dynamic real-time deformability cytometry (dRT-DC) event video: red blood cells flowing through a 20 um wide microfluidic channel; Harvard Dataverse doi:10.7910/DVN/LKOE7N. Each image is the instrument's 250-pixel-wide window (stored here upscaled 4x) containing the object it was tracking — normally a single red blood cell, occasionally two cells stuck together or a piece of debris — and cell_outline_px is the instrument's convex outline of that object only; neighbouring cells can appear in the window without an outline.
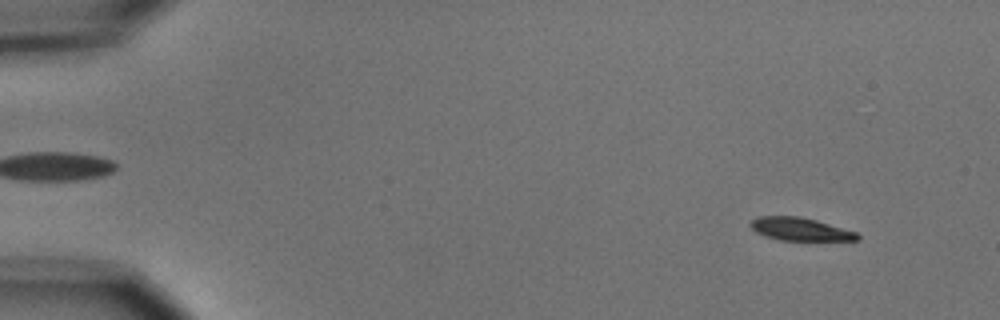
{"species": "common noctule bat (a hibernating species)", "species_latin": "Nyctalus noctula", "temperature_condition": "cold", "stored_images_in_passage": 4, "camera_frame_rate_fps": 3000, "um_per_image_px": 0.085, "animal": {"sex": "male", "body_mass_g": 15.6}, "frame": {"image": 1, "passage_image": 1, "time_ms": 0.0, "image_size_px": [1000, 320], "cell_outline_px": [[860, 240], [780, 240], [764, 236], [756, 232], [748, 224], [756, 216], [800, 216], [816, 220], [856, 232], [860, 236]], "centroid_in_image_um": [67.97, 19.47], "position_along_channel_um": 17.0, "area_um2": 14.28}}
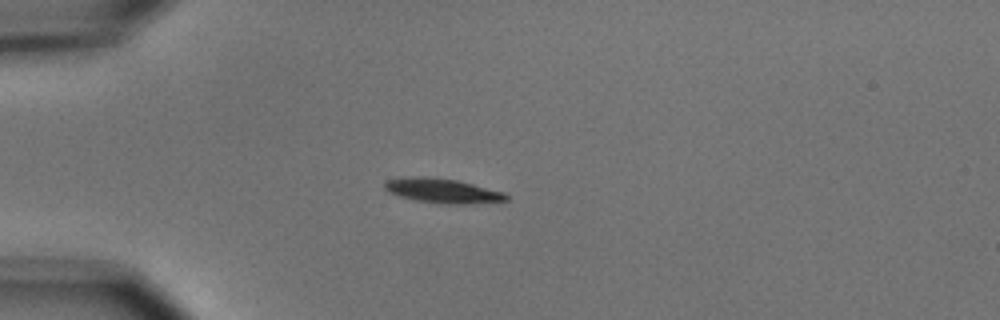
{"frame": {"image": 2, "passage_image": 4, "time_ms": 3.333, "image_size_px": [1000, 320], "cell_outline_px": [[508, 200], [464, 204], [448, 204], [416, 200], [400, 196], [388, 192], [384, 188], [384, 184], [388, 180], [420, 176], [424, 176], [456, 180], [504, 192], [508, 196]], "centroid_in_image_um": [37.62, 16.22], "position_along_channel_um": 47.4, "area_um2": 16.94}}